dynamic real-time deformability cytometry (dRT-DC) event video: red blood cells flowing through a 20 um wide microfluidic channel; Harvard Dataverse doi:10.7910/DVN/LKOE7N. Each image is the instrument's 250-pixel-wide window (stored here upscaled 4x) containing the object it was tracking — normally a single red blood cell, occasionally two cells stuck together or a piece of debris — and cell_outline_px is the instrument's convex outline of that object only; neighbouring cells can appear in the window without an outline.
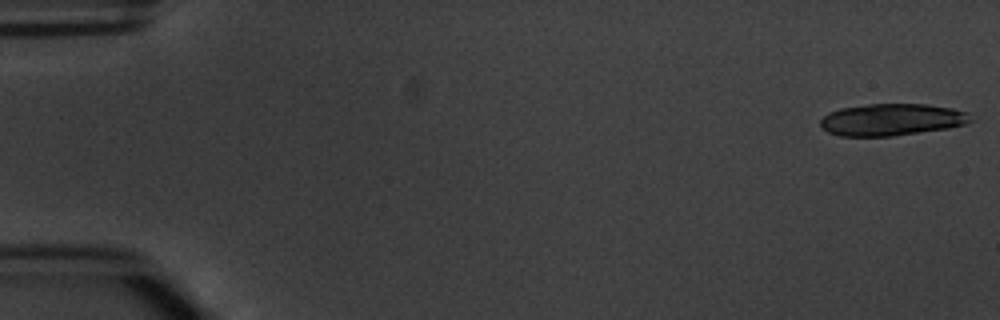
{"species": "common noctule bat (a hibernating species)", "species_latin": "Nyctalus noctula", "temperature_condition": "warm", "stored_images_in_passage": 6, "segment_of_instrument_passage": [1, 2], "camera_frame_rate_fps": 3000, "um_per_image_px": 0.085, "animal": {"sex": "male", "body_mass_g": 20.1, "forearm_length_mm": 53.5}, "frame": {"image": 1, "passage_image": 1, "time_ms": 0.0, "image_size_px": [1000, 320], "cell_outline_px": [[976, 120], [964, 124], [948, 128], [892, 136], [840, 136], [828, 132], [820, 128], [820, 120], [828, 112], [840, 108], [868, 104], [924, 104], [952, 108], [968, 112]], "centroid_in_image_um": [75.79, 10.17], "position_along_channel_um": 9.2, "area_um2": 28.15}}